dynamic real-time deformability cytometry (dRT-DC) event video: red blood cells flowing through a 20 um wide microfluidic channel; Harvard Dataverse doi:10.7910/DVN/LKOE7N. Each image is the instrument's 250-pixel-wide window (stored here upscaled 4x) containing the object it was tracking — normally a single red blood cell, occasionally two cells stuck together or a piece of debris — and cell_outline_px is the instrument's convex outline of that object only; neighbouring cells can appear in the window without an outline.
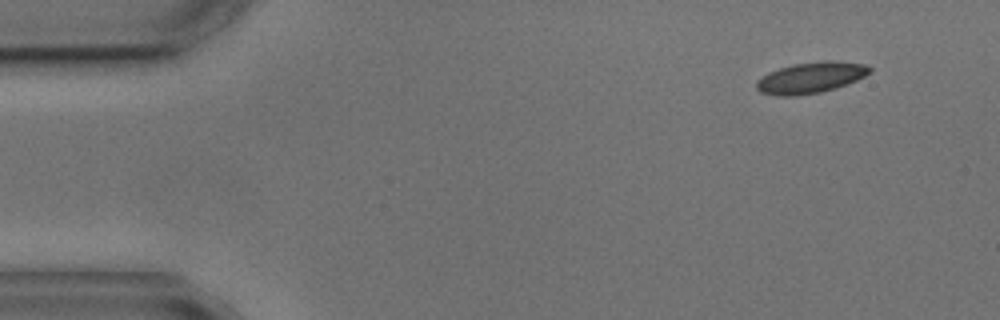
{"species": "common noctule bat (a hibernating species)", "species_latin": "Nyctalus noctula", "temperature_condition": "cold", "stored_images_in_passage": 4, "camera_frame_rate_fps": 3000, "um_per_image_px": 0.085, "animal": {"sex": "male", "body_mass_g": 17.9, "forearm_length_mm": 54.2}, "frame": {"image": 1, "passage_image": 1, "time_ms": 0.0, "image_size_px": [1000, 320], "cell_outline_px": [[872, 72], [856, 80], [820, 92], [792, 96], [780, 96], [760, 92], [756, 88], [756, 80], [768, 72], [792, 64], [828, 60], [864, 64], [872, 68]], "centroid_in_image_um": [68.88, 6.59], "position_along_channel_um": 16.1, "area_um2": 20.23}}
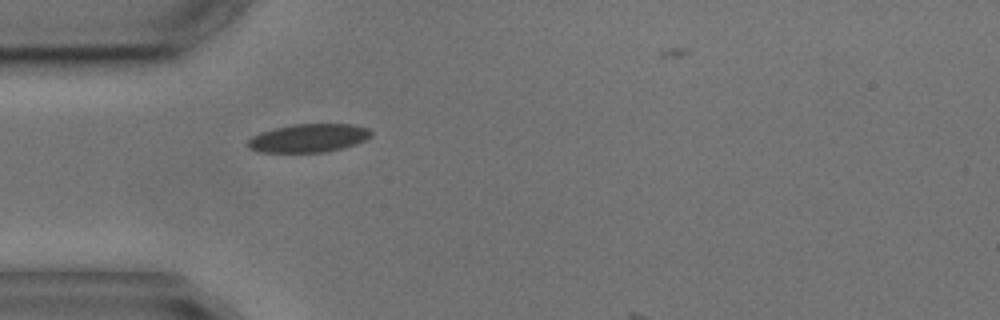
{"frame": {"image": 2, "passage_image": 4, "time_ms": 3.667, "image_size_px": [1000, 320], "cell_outline_px": [[372, 136], [356, 144], [324, 152], [256, 152], [248, 148], [244, 144], [252, 136], [260, 132], [276, 128], [296, 124], [352, 124], [368, 128], [372, 132]], "centroid_in_image_um": [26.19, 11.74], "position_along_channel_um": 58.8, "area_um2": 20.4}}